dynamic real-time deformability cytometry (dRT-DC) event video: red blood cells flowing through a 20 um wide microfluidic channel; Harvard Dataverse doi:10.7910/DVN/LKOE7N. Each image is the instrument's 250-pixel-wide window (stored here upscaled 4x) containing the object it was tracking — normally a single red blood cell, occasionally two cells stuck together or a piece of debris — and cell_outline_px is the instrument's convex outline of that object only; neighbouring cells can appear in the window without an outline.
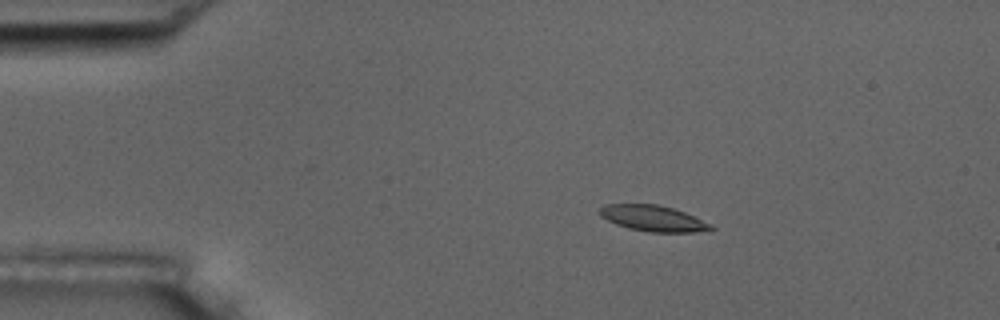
{"species": "common noctule bat (a hibernating species)", "species_latin": "Nyctalus noctula", "temperature_condition": "room temperature", "stored_images_in_passage": 5, "camera_frame_rate_fps": 3000, "um_per_image_px": 0.085, "animal": {"sex": "male", "body_mass_g": 17.5, "forearm_length_mm": 52.3}, "frame": {"image": 1, "passage_image": 2, "time_ms": 1.333, "image_size_px": [1000, 320], "cell_outline_px": [[716, 228], [696, 232], [648, 232], [628, 228], [616, 224], [600, 216], [600, 208], [604, 204], [656, 204], [672, 208], [684, 212], [712, 224]], "centroid_in_image_um": [55.51, 18.56], "position_along_channel_um": 29.5, "area_um2": 16.7}}
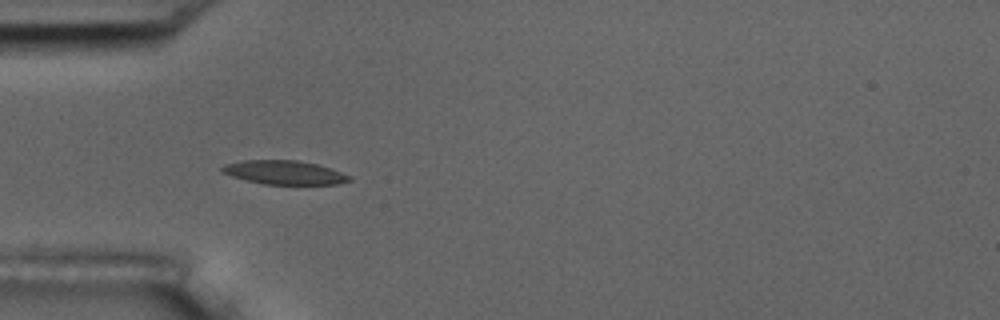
{"frame": {"image": 2, "passage_image": 4, "time_ms": 3.667, "image_size_px": [1000, 320], "cell_outline_px": [[352, 180], [340, 184], [264, 184], [232, 176], [220, 172], [220, 168], [224, 164], [240, 160], [296, 160], [316, 164], [352, 176]], "centroid_in_image_um": [24.14, 14.65], "position_along_channel_um": 60.9, "area_um2": 17.63}}